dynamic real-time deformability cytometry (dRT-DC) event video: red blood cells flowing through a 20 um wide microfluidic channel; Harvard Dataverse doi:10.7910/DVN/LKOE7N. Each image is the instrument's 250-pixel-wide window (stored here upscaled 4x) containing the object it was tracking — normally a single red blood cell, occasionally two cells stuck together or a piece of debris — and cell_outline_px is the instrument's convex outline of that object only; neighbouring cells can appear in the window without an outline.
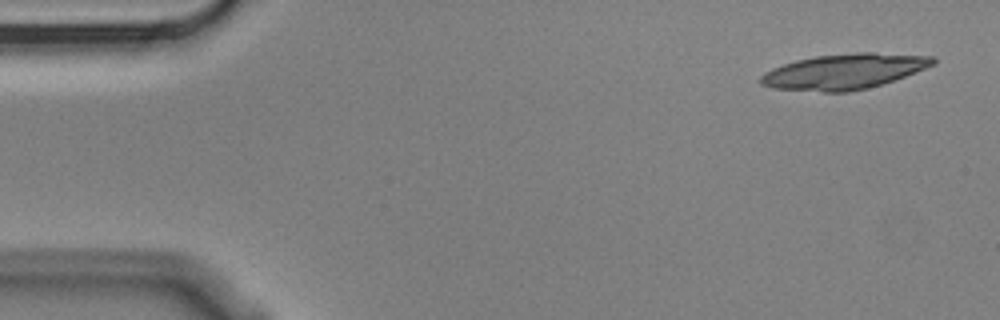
{"species": "Egyptian fruit bat (a non-hibernating species)", "species_latin": "Rousettus aegyptiacus", "temperature_condition": "cold", "stored_images_in_passage": 4, "camera_frame_rate_fps": 3000, "um_per_image_px": 0.085, "animal": {"sex": "male"}, "frame": {"image": 1, "passage_image": 1, "time_ms": 0.0, "image_size_px": [1000, 320], "cell_outline_px": [[936, 64], [904, 76], [868, 88], [848, 92], [824, 92], [772, 88], [760, 84], [760, 76], [764, 72], [772, 68], [796, 60], [816, 56], [856, 52], [872, 52], [936, 56]], "centroid_in_image_um": [71.75, 6.07], "position_along_channel_um": 13.3, "area_um2": 35.49}}